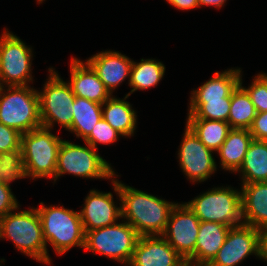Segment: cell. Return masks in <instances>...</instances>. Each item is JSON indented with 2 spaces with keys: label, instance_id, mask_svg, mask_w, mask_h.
Listing matches in <instances>:
<instances>
[{
  "label": "cell",
  "instance_id": "3",
  "mask_svg": "<svg viewBox=\"0 0 267 266\" xmlns=\"http://www.w3.org/2000/svg\"><path fill=\"white\" fill-rule=\"evenodd\" d=\"M40 202L36 208L41 219L43 237L58 255L64 254L73 246L84 248L85 231L80 213L63 206H45Z\"/></svg>",
  "mask_w": 267,
  "mask_h": 266
},
{
  "label": "cell",
  "instance_id": "16",
  "mask_svg": "<svg viewBox=\"0 0 267 266\" xmlns=\"http://www.w3.org/2000/svg\"><path fill=\"white\" fill-rule=\"evenodd\" d=\"M86 62L97 73L98 78L111 94L126 78H130L133 63L126 55L107 50L93 55Z\"/></svg>",
  "mask_w": 267,
  "mask_h": 266
},
{
  "label": "cell",
  "instance_id": "14",
  "mask_svg": "<svg viewBox=\"0 0 267 266\" xmlns=\"http://www.w3.org/2000/svg\"><path fill=\"white\" fill-rule=\"evenodd\" d=\"M186 263L162 235L140 236L129 266H182Z\"/></svg>",
  "mask_w": 267,
  "mask_h": 266
},
{
  "label": "cell",
  "instance_id": "17",
  "mask_svg": "<svg viewBox=\"0 0 267 266\" xmlns=\"http://www.w3.org/2000/svg\"><path fill=\"white\" fill-rule=\"evenodd\" d=\"M70 73L71 76L68 83L75 96L100 104H103L112 96L87 62L72 58Z\"/></svg>",
  "mask_w": 267,
  "mask_h": 266
},
{
  "label": "cell",
  "instance_id": "2",
  "mask_svg": "<svg viewBox=\"0 0 267 266\" xmlns=\"http://www.w3.org/2000/svg\"><path fill=\"white\" fill-rule=\"evenodd\" d=\"M10 239L15 247L38 262L51 265L37 209L9 212L0 217V239Z\"/></svg>",
  "mask_w": 267,
  "mask_h": 266
},
{
  "label": "cell",
  "instance_id": "33",
  "mask_svg": "<svg viewBox=\"0 0 267 266\" xmlns=\"http://www.w3.org/2000/svg\"><path fill=\"white\" fill-rule=\"evenodd\" d=\"M18 203L16 197L11 192V187L0 181V217L18 210L20 206Z\"/></svg>",
  "mask_w": 267,
  "mask_h": 266
},
{
  "label": "cell",
  "instance_id": "37",
  "mask_svg": "<svg viewBox=\"0 0 267 266\" xmlns=\"http://www.w3.org/2000/svg\"><path fill=\"white\" fill-rule=\"evenodd\" d=\"M226 0H198L199 7L200 6H213L217 8H221L225 4Z\"/></svg>",
  "mask_w": 267,
  "mask_h": 266
},
{
  "label": "cell",
  "instance_id": "25",
  "mask_svg": "<svg viewBox=\"0 0 267 266\" xmlns=\"http://www.w3.org/2000/svg\"><path fill=\"white\" fill-rule=\"evenodd\" d=\"M164 75L165 66L158 60L142 58L139 63L133 61L128 80L132 89L127 95L130 96L137 90H145L157 86V83Z\"/></svg>",
  "mask_w": 267,
  "mask_h": 266
},
{
  "label": "cell",
  "instance_id": "30",
  "mask_svg": "<svg viewBox=\"0 0 267 266\" xmlns=\"http://www.w3.org/2000/svg\"><path fill=\"white\" fill-rule=\"evenodd\" d=\"M118 136H122L102 117L91 130L90 135L84 140L97 150V144H111L117 141Z\"/></svg>",
  "mask_w": 267,
  "mask_h": 266
},
{
  "label": "cell",
  "instance_id": "27",
  "mask_svg": "<svg viewBox=\"0 0 267 266\" xmlns=\"http://www.w3.org/2000/svg\"><path fill=\"white\" fill-rule=\"evenodd\" d=\"M256 115V108L251 102L250 96L244 89V86H242L241 77L240 84L231 95L228 123L231 128L249 129Z\"/></svg>",
  "mask_w": 267,
  "mask_h": 266
},
{
  "label": "cell",
  "instance_id": "7",
  "mask_svg": "<svg viewBox=\"0 0 267 266\" xmlns=\"http://www.w3.org/2000/svg\"><path fill=\"white\" fill-rule=\"evenodd\" d=\"M86 146L63 140L58 151L55 181L68 173L82 178L112 179L117 176L110 164L90 144Z\"/></svg>",
  "mask_w": 267,
  "mask_h": 266
},
{
  "label": "cell",
  "instance_id": "29",
  "mask_svg": "<svg viewBox=\"0 0 267 266\" xmlns=\"http://www.w3.org/2000/svg\"><path fill=\"white\" fill-rule=\"evenodd\" d=\"M25 177L27 176L24 167L22 149L2 153L0 181L11 186L10 183L12 181Z\"/></svg>",
  "mask_w": 267,
  "mask_h": 266
},
{
  "label": "cell",
  "instance_id": "4",
  "mask_svg": "<svg viewBox=\"0 0 267 266\" xmlns=\"http://www.w3.org/2000/svg\"><path fill=\"white\" fill-rule=\"evenodd\" d=\"M62 139L51 133V129L39 127L21 136V149L27 177L52 178L55 171Z\"/></svg>",
  "mask_w": 267,
  "mask_h": 266
},
{
  "label": "cell",
  "instance_id": "31",
  "mask_svg": "<svg viewBox=\"0 0 267 266\" xmlns=\"http://www.w3.org/2000/svg\"><path fill=\"white\" fill-rule=\"evenodd\" d=\"M250 96L257 113L267 111V74L259 73L248 88H244Z\"/></svg>",
  "mask_w": 267,
  "mask_h": 266
},
{
  "label": "cell",
  "instance_id": "10",
  "mask_svg": "<svg viewBox=\"0 0 267 266\" xmlns=\"http://www.w3.org/2000/svg\"><path fill=\"white\" fill-rule=\"evenodd\" d=\"M32 47L9 31L0 37V86H27L31 75Z\"/></svg>",
  "mask_w": 267,
  "mask_h": 266
},
{
  "label": "cell",
  "instance_id": "12",
  "mask_svg": "<svg viewBox=\"0 0 267 266\" xmlns=\"http://www.w3.org/2000/svg\"><path fill=\"white\" fill-rule=\"evenodd\" d=\"M251 254L260 258V230L242 223L229 229L224 244L207 266H236Z\"/></svg>",
  "mask_w": 267,
  "mask_h": 266
},
{
  "label": "cell",
  "instance_id": "36",
  "mask_svg": "<svg viewBox=\"0 0 267 266\" xmlns=\"http://www.w3.org/2000/svg\"><path fill=\"white\" fill-rule=\"evenodd\" d=\"M260 259L267 262V228L260 230Z\"/></svg>",
  "mask_w": 267,
  "mask_h": 266
},
{
  "label": "cell",
  "instance_id": "32",
  "mask_svg": "<svg viewBox=\"0 0 267 266\" xmlns=\"http://www.w3.org/2000/svg\"><path fill=\"white\" fill-rule=\"evenodd\" d=\"M21 136L18 130L0 123V153L21 149Z\"/></svg>",
  "mask_w": 267,
  "mask_h": 266
},
{
  "label": "cell",
  "instance_id": "28",
  "mask_svg": "<svg viewBox=\"0 0 267 266\" xmlns=\"http://www.w3.org/2000/svg\"><path fill=\"white\" fill-rule=\"evenodd\" d=\"M231 95L221 99H191L187 119H208L228 122Z\"/></svg>",
  "mask_w": 267,
  "mask_h": 266
},
{
  "label": "cell",
  "instance_id": "21",
  "mask_svg": "<svg viewBox=\"0 0 267 266\" xmlns=\"http://www.w3.org/2000/svg\"><path fill=\"white\" fill-rule=\"evenodd\" d=\"M128 97L126 95L124 99H118L112 96L102 104V117L122 137L133 136L137 124L136 112L132 109V105L125 101Z\"/></svg>",
  "mask_w": 267,
  "mask_h": 266
},
{
  "label": "cell",
  "instance_id": "15",
  "mask_svg": "<svg viewBox=\"0 0 267 266\" xmlns=\"http://www.w3.org/2000/svg\"><path fill=\"white\" fill-rule=\"evenodd\" d=\"M118 207L111 192L90 190L80 213L84 231L111 226L122 218L121 203Z\"/></svg>",
  "mask_w": 267,
  "mask_h": 266
},
{
  "label": "cell",
  "instance_id": "22",
  "mask_svg": "<svg viewBox=\"0 0 267 266\" xmlns=\"http://www.w3.org/2000/svg\"><path fill=\"white\" fill-rule=\"evenodd\" d=\"M241 70L227 69L223 72H215L214 76L202 84L197 90H193L190 99H221L232 95L240 84Z\"/></svg>",
  "mask_w": 267,
  "mask_h": 266
},
{
  "label": "cell",
  "instance_id": "6",
  "mask_svg": "<svg viewBox=\"0 0 267 266\" xmlns=\"http://www.w3.org/2000/svg\"><path fill=\"white\" fill-rule=\"evenodd\" d=\"M200 221L234 227L243 223L241 191L228 187L212 188L186 203Z\"/></svg>",
  "mask_w": 267,
  "mask_h": 266
},
{
  "label": "cell",
  "instance_id": "5",
  "mask_svg": "<svg viewBox=\"0 0 267 266\" xmlns=\"http://www.w3.org/2000/svg\"><path fill=\"white\" fill-rule=\"evenodd\" d=\"M0 86V123L21 134L41 127L38 90L27 86Z\"/></svg>",
  "mask_w": 267,
  "mask_h": 266
},
{
  "label": "cell",
  "instance_id": "34",
  "mask_svg": "<svg viewBox=\"0 0 267 266\" xmlns=\"http://www.w3.org/2000/svg\"><path fill=\"white\" fill-rule=\"evenodd\" d=\"M249 132L253 139L267 141V111L257 113Z\"/></svg>",
  "mask_w": 267,
  "mask_h": 266
},
{
  "label": "cell",
  "instance_id": "39",
  "mask_svg": "<svg viewBox=\"0 0 267 266\" xmlns=\"http://www.w3.org/2000/svg\"><path fill=\"white\" fill-rule=\"evenodd\" d=\"M1 158H2V154L0 153V169H1Z\"/></svg>",
  "mask_w": 267,
  "mask_h": 266
},
{
  "label": "cell",
  "instance_id": "26",
  "mask_svg": "<svg viewBox=\"0 0 267 266\" xmlns=\"http://www.w3.org/2000/svg\"><path fill=\"white\" fill-rule=\"evenodd\" d=\"M186 125L212 151H217L232 129L228 122L208 119H187Z\"/></svg>",
  "mask_w": 267,
  "mask_h": 266
},
{
  "label": "cell",
  "instance_id": "40",
  "mask_svg": "<svg viewBox=\"0 0 267 266\" xmlns=\"http://www.w3.org/2000/svg\"><path fill=\"white\" fill-rule=\"evenodd\" d=\"M38 1V3L40 4V3H42L44 0H37Z\"/></svg>",
  "mask_w": 267,
  "mask_h": 266
},
{
  "label": "cell",
  "instance_id": "11",
  "mask_svg": "<svg viewBox=\"0 0 267 266\" xmlns=\"http://www.w3.org/2000/svg\"><path fill=\"white\" fill-rule=\"evenodd\" d=\"M199 226L200 220L186 202L177 203L170 213L162 236L187 262L195 253Z\"/></svg>",
  "mask_w": 267,
  "mask_h": 266
},
{
  "label": "cell",
  "instance_id": "19",
  "mask_svg": "<svg viewBox=\"0 0 267 266\" xmlns=\"http://www.w3.org/2000/svg\"><path fill=\"white\" fill-rule=\"evenodd\" d=\"M230 228L225 224L200 221L195 253L187 262L207 266L224 244Z\"/></svg>",
  "mask_w": 267,
  "mask_h": 266
},
{
  "label": "cell",
  "instance_id": "13",
  "mask_svg": "<svg viewBox=\"0 0 267 266\" xmlns=\"http://www.w3.org/2000/svg\"><path fill=\"white\" fill-rule=\"evenodd\" d=\"M184 132L178 151L180 168L193 183L206 181L217 169L213 151L187 125Z\"/></svg>",
  "mask_w": 267,
  "mask_h": 266
},
{
  "label": "cell",
  "instance_id": "24",
  "mask_svg": "<svg viewBox=\"0 0 267 266\" xmlns=\"http://www.w3.org/2000/svg\"><path fill=\"white\" fill-rule=\"evenodd\" d=\"M72 115V126L68 130L84 141L102 118V104L75 96Z\"/></svg>",
  "mask_w": 267,
  "mask_h": 266
},
{
  "label": "cell",
  "instance_id": "38",
  "mask_svg": "<svg viewBox=\"0 0 267 266\" xmlns=\"http://www.w3.org/2000/svg\"><path fill=\"white\" fill-rule=\"evenodd\" d=\"M182 266H197V265L186 262Z\"/></svg>",
  "mask_w": 267,
  "mask_h": 266
},
{
  "label": "cell",
  "instance_id": "8",
  "mask_svg": "<svg viewBox=\"0 0 267 266\" xmlns=\"http://www.w3.org/2000/svg\"><path fill=\"white\" fill-rule=\"evenodd\" d=\"M48 78L42 91H38L41 125L52 129L57 122L68 130L72 126L75 95L52 67Z\"/></svg>",
  "mask_w": 267,
  "mask_h": 266
},
{
  "label": "cell",
  "instance_id": "35",
  "mask_svg": "<svg viewBox=\"0 0 267 266\" xmlns=\"http://www.w3.org/2000/svg\"><path fill=\"white\" fill-rule=\"evenodd\" d=\"M172 6L182 9L189 10L199 7L198 0H166Z\"/></svg>",
  "mask_w": 267,
  "mask_h": 266
},
{
  "label": "cell",
  "instance_id": "20",
  "mask_svg": "<svg viewBox=\"0 0 267 266\" xmlns=\"http://www.w3.org/2000/svg\"><path fill=\"white\" fill-rule=\"evenodd\" d=\"M252 140L249 129L232 128L224 143L217 150L221 167L227 171L237 172Z\"/></svg>",
  "mask_w": 267,
  "mask_h": 266
},
{
  "label": "cell",
  "instance_id": "1",
  "mask_svg": "<svg viewBox=\"0 0 267 266\" xmlns=\"http://www.w3.org/2000/svg\"><path fill=\"white\" fill-rule=\"evenodd\" d=\"M114 191L121 202L122 219H125L140 236L163 235L170 213L177 203L112 180Z\"/></svg>",
  "mask_w": 267,
  "mask_h": 266
},
{
  "label": "cell",
  "instance_id": "23",
  "mask_svg": "<svg viewBox=\"0 0 267 266\" xmlns=\"http://www.w3.org/2000/svg\"><path fill=\"white\" fill-rule=\"evenodd\" d=\"M237 172H242V183L267 181V141H251Z\"/></svg>",
  "mask_w": 267,
  "mask_h": 266
},
{
  "label": "cell",
  "instance_id": "18",
  "mask_svg": "<svg viewBox=\"0 0 267 266\" xmlns=\"http://www.w3.org/2000/svg\"><path fill=\"white\" fill-rule=\"evenodd\" d=\"M243 223L258 230L267 228V181L242 183Z\"/></svg>",
  "mask_w": 267,
  "mask_h": 266
},
{
  "label": "cell",
  "instance_id": "9",
  "mask_svg": "<svg viewBox=\"0 0 267 266\" xmlns=\"http://www.w3.org/2000/svg\"><path fill=\"white\" fill-rule=\"evenodd\" d=\"M140 235L126 221L85 231L84 249L129 265Z\"/></svg>",
  "mask_w": 267,
  "mask_h": 266
}]
</instances>
